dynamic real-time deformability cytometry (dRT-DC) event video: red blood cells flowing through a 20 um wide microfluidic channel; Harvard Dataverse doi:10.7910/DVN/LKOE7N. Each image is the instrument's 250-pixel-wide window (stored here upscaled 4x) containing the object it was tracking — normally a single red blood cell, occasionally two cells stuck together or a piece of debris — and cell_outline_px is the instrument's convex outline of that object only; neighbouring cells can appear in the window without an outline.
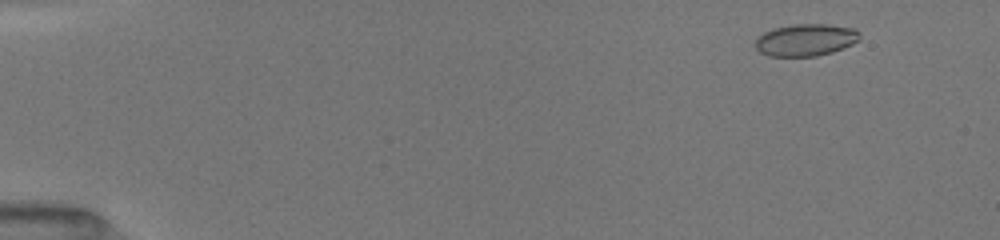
{"species": "common noctule bat (a hibernating species)", "species_latin": "Nyctalus noctula", "temperature_condition": "room temperature", "stored_images_in_passage": 41, "camera_frame_rate_fps": 3000, "um_per_image_px": 0.085, "animal": {"sex": "female", "body_mass_g": 19.5, "forearm_length_mm": 54.1}, "frame": {"image": 1, "passage_image": 2, "time_ms": 1.0, "image_size_px": [1000, 240], "cell_outline_px": [[860, 40], [852, 44], [832, 52], [816, 56], [768, 56], [760, 52], [756, 48], [756, 40], [764, 32], [772, 28], [792, 24], [828, 24], [856, 28], [860, 32]], "centroid_in_image_um": [68.51, 3.38], "position_along_channel_um": 16.5, "area_um2": 19.65}}
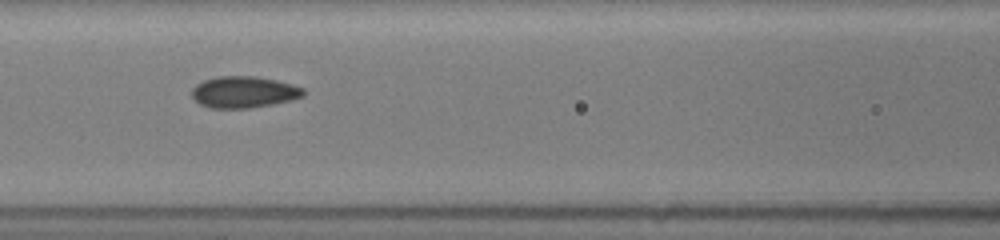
{"frame": {"image": 2, "passage_image": 17, "time_ms": 7.333, "image_size_px": [1000, 240], "cell_outline_px": [[304, 96], [292, 100], [272, 104], [248, 108], [212, 108], [200, 104], [192, 96], [192, 88], [196, 84], [204, 80], [216, 76], [256, 76], [276, 80], [292, 84], [304, 88]], "centroid_in_image_um": [20.73, 7.82], "position_along_channel_um": 145.9, "area_um2": 20.52}}
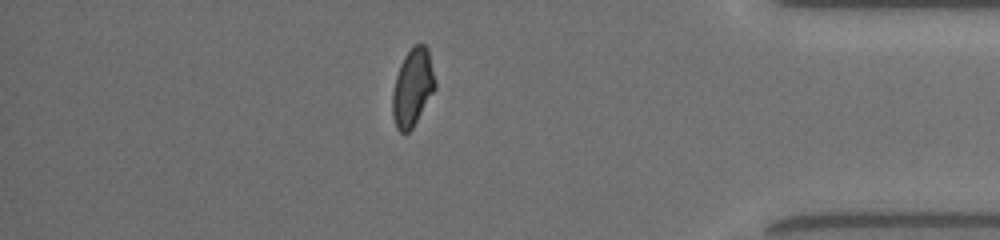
{"frame": {"image": 3, "passage_image": 36, "time_ms": 14.333, "image_size_px": [1000, 240], "cell_outline_px": [[436, 88], [412, 128], [408, 132], [400, 132], [396, 128], [392, 116], [392, 92], [396, 76], [400, 64], [404, 56], [416, 44], [424, 44], [428, 48], [436, 84]], "centroid_in_image_um": [35.06, 7.44], "position_along_channel_um": 400.1, "area_um2": 19.19}, "authors_computed_cell_mechanics": {"area_um2": 19.8832, "velocity_mm_per_s": 4.0443, "shape_relaxation_time_tau1_ms": 4.6625, "shape_relaxation_time_tau2_ms": 0.9787, "deformation_change_tau1": 0.1262, "deformation_change_tau2": 0.0349}}